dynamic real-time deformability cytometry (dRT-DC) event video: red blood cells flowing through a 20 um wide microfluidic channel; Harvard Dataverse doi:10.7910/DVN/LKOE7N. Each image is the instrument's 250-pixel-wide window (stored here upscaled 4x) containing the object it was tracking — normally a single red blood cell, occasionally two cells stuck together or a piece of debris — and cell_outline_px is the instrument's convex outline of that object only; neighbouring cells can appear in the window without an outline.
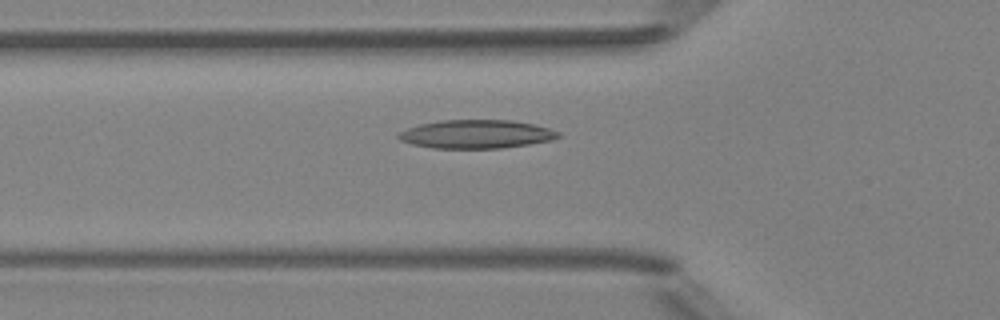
{"species": "Egyptian fruit bat (a non-hibernating species)", "species_latin": "Rousettus aegyptiacus", "temperature_condition": "room temperature", "stored_images_in_passage": 5, "camera_frame_rate_fps": 3000, "um_per_image_px": 0.085, "animal": {"sex": "female"}, "frame": {"image": 1, "passage_image": 5, "time_ms": 5.333, "image_size_px": [1000, 320], "cell_outline_px": [[560, 136], [552, 140], [528, 144], [500, 148], [432, 148], [412, 144], [400, 140], [396, 136], [400, 132], [408, 128], [420, 124], [440, 120], [512, 120], [532, 124], [548, 128], [560, 132]], "centroid_in_image_um": [40.47, 11.4], "position_along_channel_um": 85.3, "area_um2": 26.41}}